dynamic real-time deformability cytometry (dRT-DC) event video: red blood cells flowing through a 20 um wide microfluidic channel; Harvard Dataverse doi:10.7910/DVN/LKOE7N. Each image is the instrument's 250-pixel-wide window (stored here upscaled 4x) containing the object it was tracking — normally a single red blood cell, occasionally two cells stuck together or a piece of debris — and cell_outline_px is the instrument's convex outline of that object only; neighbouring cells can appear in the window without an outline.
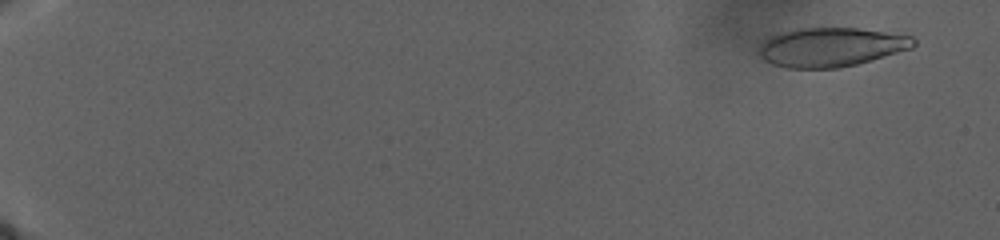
{"species": "human", "species_latin": "Homo sapiens", "temperature_condition": "warm", "stored_images_in_passage": 72, "camera_frame_rate_fps": 3000, "um_per_image_px": 0.085, "donor": {"sex": "male"}, "frame": {"image": 1, "passage_image": 4, "time_ms": 2.333, "image_size_px": [1000, 240], "cell_outline_px": [[916, 44], [912, 48], [872, 60], [856, 64], [836, 68], [788, 68], [772, 64], [764, 60], [760, 56], [760, 44], [764, 40], [780, 32], [796, 28], [860, 28], [912, 36], [916, 40]], "centroid_in_image_um": [70.65, 4.0], "position_along_channel_um": 14.4, "area_um2": 35.2}}
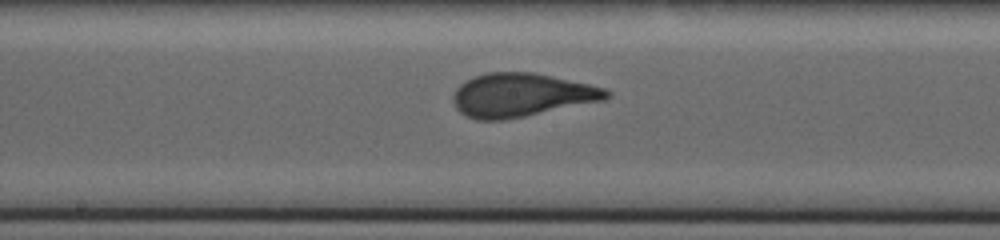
{"frame": {"image": 2, "passage_image": 43, "time_ms": 23.667, "image_size_px": [1000, 240], "cell_outline_px": [[612, 96], [604, 100], [504, 120], [476, 120], [464, 116], [456, 108], [452, 100], [452, 96], [456, 88], [464, 80], [472, 76], [488, 72], [532, 72], [552, 76], [588, 84], [604, 88], [612, 92]], "centroid_in_image_um": [44.27, 8.08], "position_along_channel_um": 203.9, "area_um2": 39.02}}
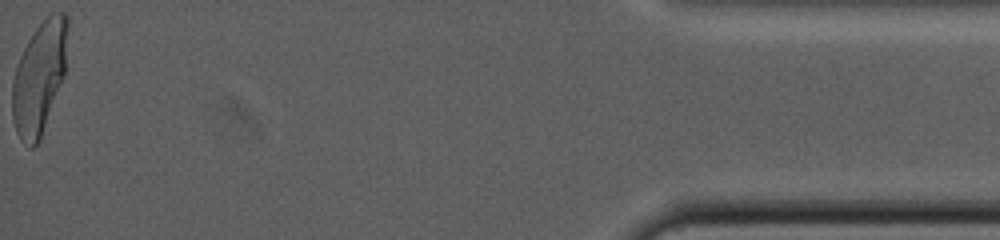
{"frame": {"image": 3, "passage_image": 72, "time_ms": 39.667, "image_size_px": [1000, 240], "cell_outline_px": [[68, 24], [64, 76], [40, 140], [32, 148], [28, 148], [20, 140], [16, 132], [12, 120], [12, 80], [20, 56], [28, 40], [36, 28], [52, 12], [68, 12]], "centroid_in_image_um": [3.33, 6.61], "position_along_channel_um": 431.9, "area_um2": 36.3}}